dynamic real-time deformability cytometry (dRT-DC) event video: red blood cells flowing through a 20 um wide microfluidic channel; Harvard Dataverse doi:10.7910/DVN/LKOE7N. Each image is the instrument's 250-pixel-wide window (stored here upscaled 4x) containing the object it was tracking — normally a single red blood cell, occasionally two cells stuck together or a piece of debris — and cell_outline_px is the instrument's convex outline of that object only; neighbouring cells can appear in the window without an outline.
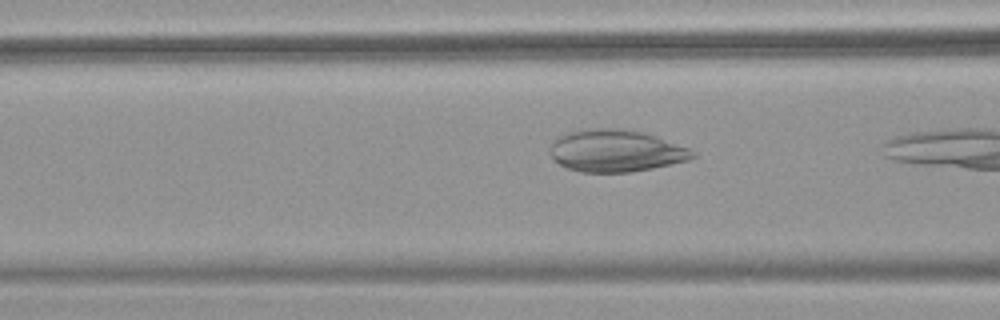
{"species": "common noctule bat (a hibernating species)", "species_latin": "Nyctalus noctula", "temperature_condition": "warm", "stored_images_in_passage": 5, "camera_frame_rate_fps": 3000, "um_per_image_px": 0.085, "animal": {"sex": "female", "body_mass_g": 18.4}, "frame": {"image": 1, "passage_image": 4, "time_ms": 1.0, "image_size_px": [1000, 320], "cell_outline_px": [[696, 156], [688, 160], [652, 168], [632, 172], [580, 172], [568, 168], [560, 164], [548, 152], [552, 144], [560, 136], [568, 132], [584, 128], [620, 128], [644, 132], [656, 136], [688, 148], [696, 152]], "centroid_in_image_um": [52.34, 12.81], "position_along_channel_um": 114.3, "area_um2": 34.91}}